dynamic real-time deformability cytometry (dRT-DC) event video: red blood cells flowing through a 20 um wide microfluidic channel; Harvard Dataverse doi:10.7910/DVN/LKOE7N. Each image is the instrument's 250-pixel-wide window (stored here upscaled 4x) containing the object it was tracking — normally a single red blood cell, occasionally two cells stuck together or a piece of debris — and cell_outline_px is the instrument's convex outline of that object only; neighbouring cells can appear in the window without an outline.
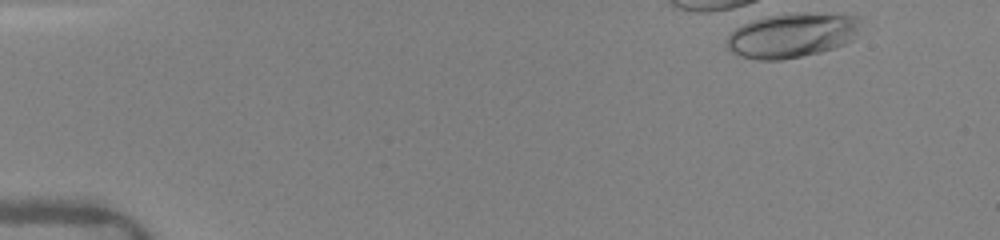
{"species": "human", "species_latin": "Homo sapiens", "temperature_condition": "warm", "stored_images_in_passage": 2, "camera_frame_rate_fps": 3000, "um_per_image_px": 0.085, "donor": {"sex": "female"}, "frame": {"image": 1, "passage_image": 1, "time_ms": 0.0, "image_size_px": [1000, 240], "cell_outline_px": [[864, 20], [852, 40], [844, 44], [820, 52], [780, 60], [760, 60], [740, 56], [732, 52], [724, 44], [728, 36], [736, 28], [752, 20], [768, 16], [788, 12], [808, 12], [860, 16]], "centroid_in_image_um": [67.34, 2.98], "position_along_channel_um": 17.7, "area_um2": 35.08}}